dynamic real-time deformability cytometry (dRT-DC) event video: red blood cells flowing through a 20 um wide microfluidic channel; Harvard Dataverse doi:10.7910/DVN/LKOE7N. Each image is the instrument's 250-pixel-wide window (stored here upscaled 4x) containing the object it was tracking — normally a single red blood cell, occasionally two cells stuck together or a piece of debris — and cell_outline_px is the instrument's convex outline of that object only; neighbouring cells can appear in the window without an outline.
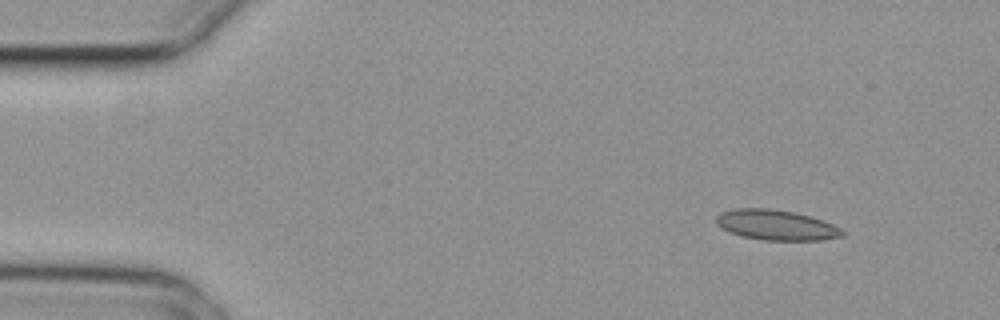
{"species": "common noctule bat (a hibernating species)", "species_latin": "Nyctalus noctula", "temperature_condition": "cold", "stored_images_in_passage": 6, "camera_frame_rate_fps": 3000, "um_per_image_px": 0.085, "animal": {"sex": "female", "body_mass_g": 29.2, "forearm_length_mm": 56.3}, "frame": {"image": 1, "passage_image": 1, "time_ms": 0.0, "image_size_px": [1000, 320], "cell_outline_px": [[844, 236], [820, 240], [764, 240], [740, 236], [728, 232], [720, 228], [716, 224], [716, 216], [720, 212], [736, 208], [772, 208], [792, 212], [824, 220], [840, 228], [844, 232]], "centroid_in_image_um": [65.93, 19.12], "position_along_channel_um": 19.1, "area_um2": 22.37}}
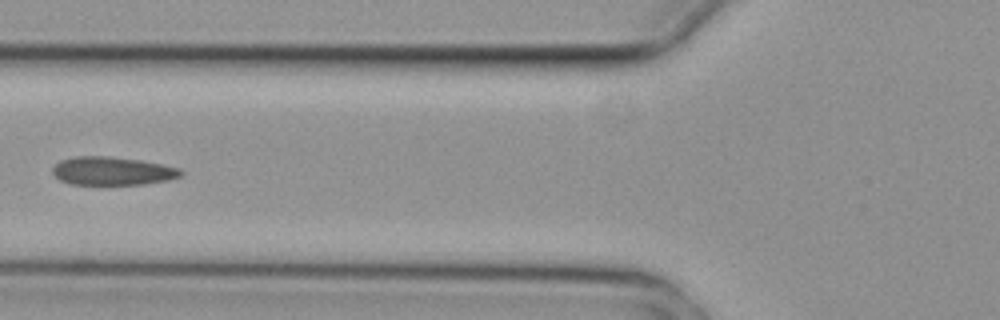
{"frame": {"image": 2, "passage_image": 5, "time_ms": 1.333, "image_size_px": [1000, 320], "cell_outline_px": [[184, 172], [180, 176], [168, 180], [144, 184], [68, 184], [60, 180], [52, 172], [52, 168], [60, 160], [76, 156], [108, 156], [140, 160], [180, 168]], "centroid_in_image_um": [9.54, 14.53], "position_along_channel_um": 116.3, "area_um2": 21.1}}
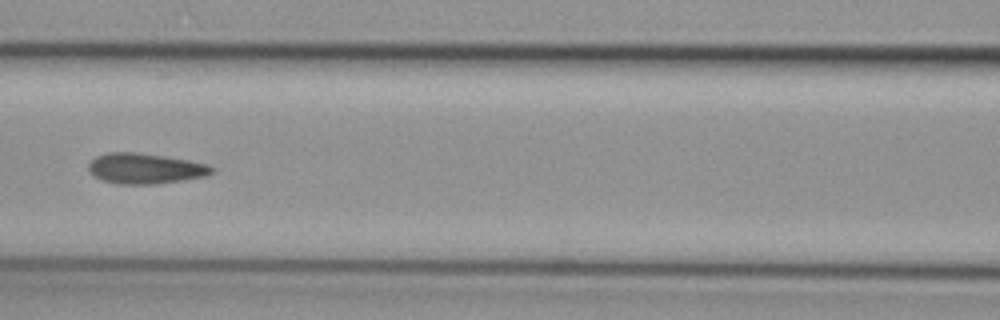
{"frame": {"image": 3, "passage_image": 6, "time_ms": 1.667, "image_size_px": [1000, 320], "cell_outline_px": [[216, 172], [208, 176], [156, 184], [116, 184], [100, 180], [92, 176], [88, 172], [88, 164], [96, 156], [108, 152], [136, 152], [164, 156], [188, 160], [208, 164], [216, 168]], "centroid_in_image_um": [12.34, 14.33], "position_along_channel_um": 154.3, "area_um2": 22.31}}